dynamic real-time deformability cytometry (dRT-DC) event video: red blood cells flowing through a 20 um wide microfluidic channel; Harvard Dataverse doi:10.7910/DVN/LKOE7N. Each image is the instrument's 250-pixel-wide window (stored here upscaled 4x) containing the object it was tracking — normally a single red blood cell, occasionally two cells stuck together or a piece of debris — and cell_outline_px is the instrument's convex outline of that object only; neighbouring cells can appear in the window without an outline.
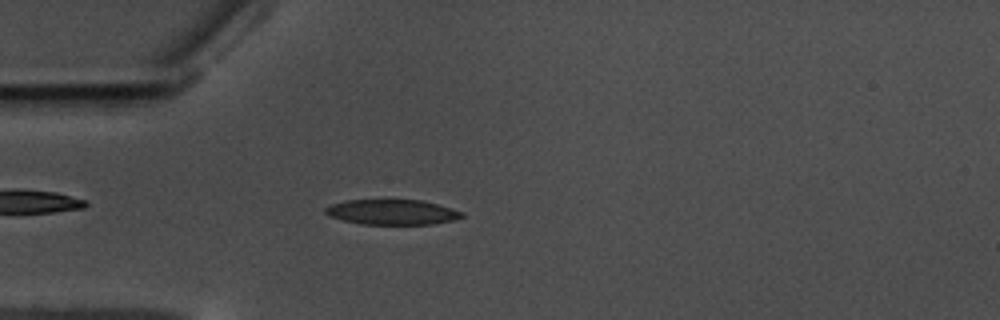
{"species": "common noctule bat (a hibernating species)", "species_latin": "Nyctalus noctula", "temperature_condition": "warm", "stored_images_in_passage": 51, "camera_frame_rate_fps": 3000, "um_per_image_px": 0.085, "animal": {"sex": "male", "body_mass_g": 17.5, "forearm_length_mm": 52.3}, "frame": {"image": 1, "passage_image": 9, "time_ms": 2.667, "image_size_px": [1000, 320], "cell_outline_px": [[464, 216], [452, 220], [432, 224], [360, 224], [328, 216], [324, 212], [324, 208], [332, 204], [344, 200], [424, 200], [452, 208], [464, 212]], "centroid_in_image_um": [33.32, 18.02], "position_along_channel_um": 51.7, "area_um2": 20.06}}
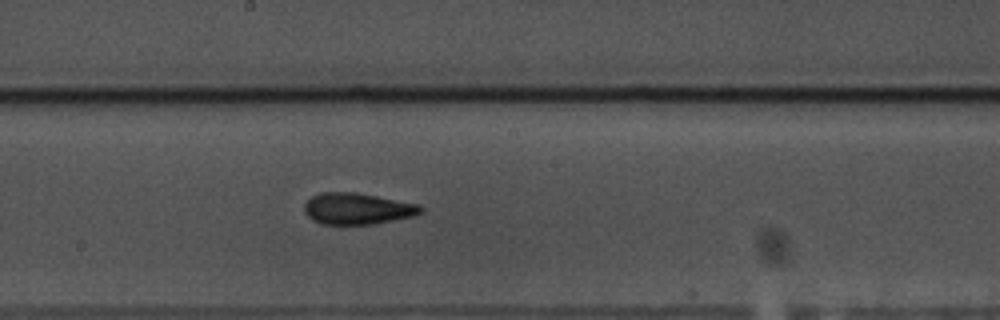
{"frame": {"image": 2, "passage_image": 24, "time_ms": 7.667, "image_size_px": [1000, 320], "cell_outline_px": [[424, 212], [416, 216], [372, 224], [324, 224], [312, 220], [304, 212], [304, 204], [312, 196], [320, 192], [356, 192], [420, 204], [424, 208]], "centroid_in_image_um": [30.41, 17.73], "position_along_channel_um": 217.8, "area_um2": 21.5}}
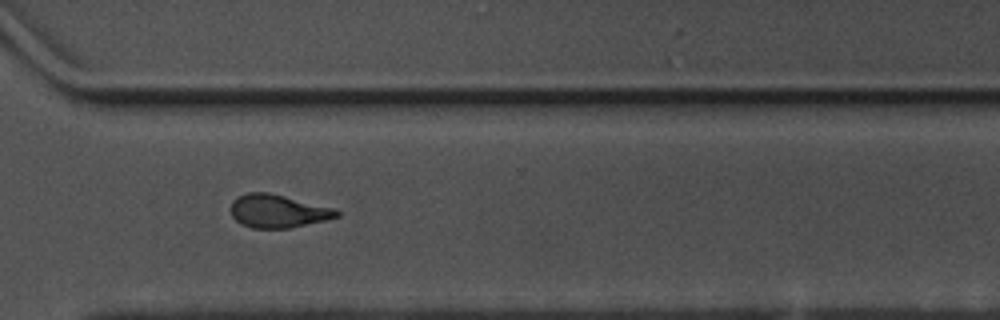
{"frame": {"image": 3, "passage_image": 35, "time_ms": 11.333, "image_size_px": [1000, 320], "cell_outline_px": [[340, 216], [328, 220], [288, 228], [252, 228], [240, 224], [232, 216], [232, 200], [248, 192], [268, 192], [336, 208], [340, 212]], "centroid_in_image_um": [23.66, 17.95], "position_along_channel_um": 346.9, "area_um2": 20.52}, "authors_computed_cell_mechanics": {"area_um2": 20.519, "velocity_mm_per_s": 3.5216, "shape_relaxation_time_tau1_ms": 6.1781, "shape_relaxation_time_tau2_ms": 3.0751, "deformation_change_tau1": 0.194, "deformation_change_tau2": 0.1133}}